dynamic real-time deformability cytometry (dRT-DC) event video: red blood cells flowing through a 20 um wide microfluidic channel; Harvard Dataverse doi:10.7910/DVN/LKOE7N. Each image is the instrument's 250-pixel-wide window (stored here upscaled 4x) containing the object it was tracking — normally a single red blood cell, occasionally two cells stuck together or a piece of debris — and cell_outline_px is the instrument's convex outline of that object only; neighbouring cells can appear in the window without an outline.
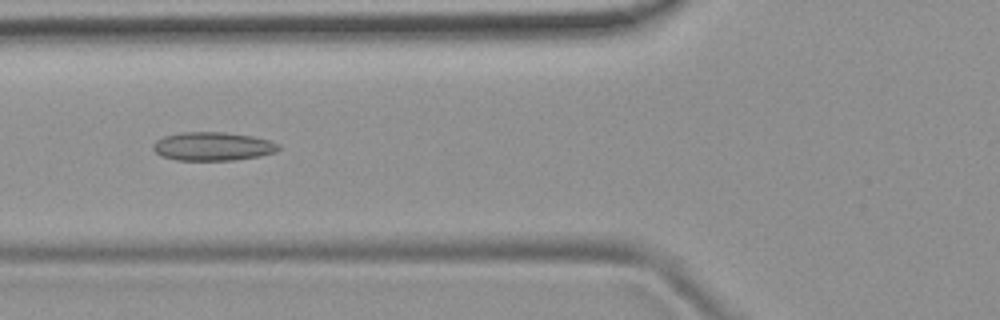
{"species": "common noctule bat (a hibernating species)", "species_latin": "Nyctalus noctula", "temperature_condition": "room temperature", "stored_images_in_passage": 7, "camera_frame_rate_fps": 3000, "um_per_image_px": 0.085, "animal": {"sex": "female", "body_mass_g": 19.9}, "frame": {"image": 1, "passage_image": 6, "time_ms": 6.0, "image_size_px": [1000, 320], "cell_outline_px": [[280, 148], [276, 152], [260, 156], [236, 160], [176, 160], [160, 156], [152, 148], [152, 144], [156, 140], [164, 136], [180, 132], [224, 132], [252, 136], [268, 140], [280, 144]], "centroid_in_image_um": [18.07, 12.44], "position_along_channel_um": 107.7, "area_um2": 21.04}}
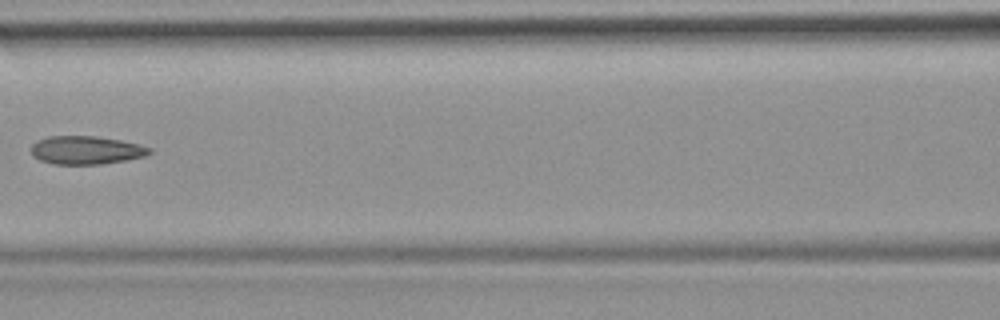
{"frame": {"image": 2, "passage_image": 7, "time_ms": 7.333, "image_size_px": [1000, 320], "cell_outline_px": [[152, 152], [144, 156], [128, 160], [100, 164], [52, 164], [40, 160], [32, 156], [32, 144], [36, 140], [48, 136], [96, 136], [120, 140], [140, 144], [152, 148]], "centroid_in_image_um": [7.32, 12.76], "position_along_channel_um": 159.3, "area_um2": 19.65}}